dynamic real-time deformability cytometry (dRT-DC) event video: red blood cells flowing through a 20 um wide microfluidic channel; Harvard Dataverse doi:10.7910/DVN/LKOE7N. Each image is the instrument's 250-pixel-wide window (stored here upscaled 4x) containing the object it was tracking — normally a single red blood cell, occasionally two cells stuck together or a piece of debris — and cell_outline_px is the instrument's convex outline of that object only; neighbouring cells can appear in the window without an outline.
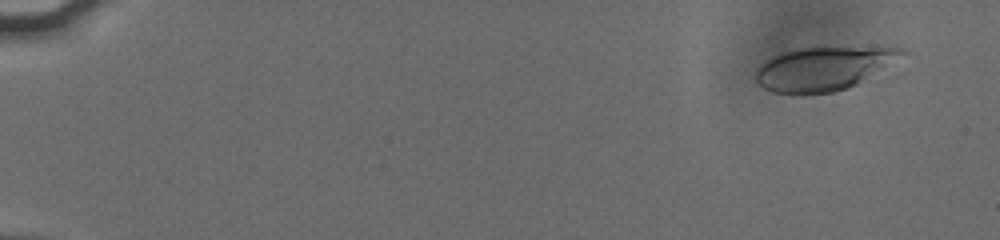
{"species": "human", "species_latin": "Homo sapiens", "temperature_condition": "cold", "stored_images_in_passage": 10, "camera_frame_rate_fps": 3000, "um_per_image_px": 0.085, "donor": {"sex": "male"}, "frame": {"image": 1, "passage_image": 2, "time_ms": 1.0, "image_size_px": [1000, 240], "cell_outline_px": [[908, 52], [856, 84], [848, 88], [832, 92], [796, 96], [772, 92], [756, 84], [756, 68], [760, 64], [784, 52], [796, 48], [904, 48]], "centroid_in_image_um": [69.89, 5.87], "position_along_channel_um": 15.1, "area_um2": 36.65}}
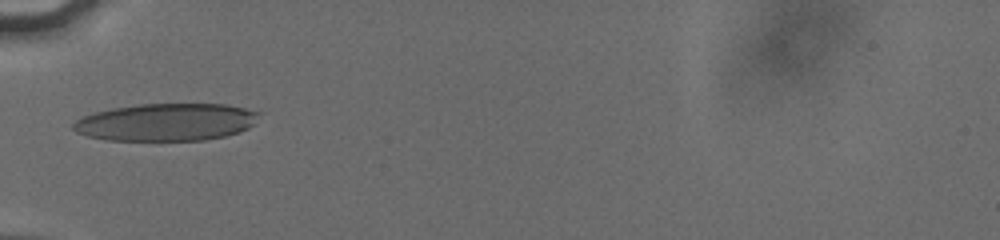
{"frame": {"image": 2, "passage_image": 9, "time_ms": 6.667, "image_size_px": [1000, 240], "cell_outline_px": [[264, 112], [248, 128], [240, 132], [224, 136], [204, 140], [108, 140], [88, 136], [76, 132], [72, 128], [72, 124], [76, 120], [92, 112], [112, 108], [140, 104], [224, 104]], "centroid_in_image_um": [14.14, 10.37], "position_along_channel_um": 70.9, "area_um2": 40.63}}